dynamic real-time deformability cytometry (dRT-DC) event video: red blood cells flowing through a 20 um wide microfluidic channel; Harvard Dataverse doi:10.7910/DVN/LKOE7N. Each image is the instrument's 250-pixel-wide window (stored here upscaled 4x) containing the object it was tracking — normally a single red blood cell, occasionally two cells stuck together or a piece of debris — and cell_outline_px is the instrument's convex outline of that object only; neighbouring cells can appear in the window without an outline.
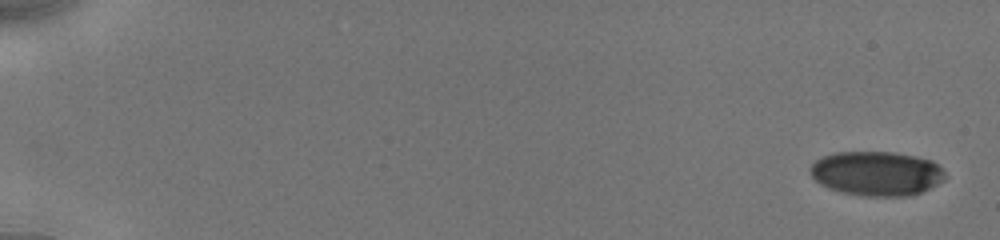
{"species": "human", "species_latin": "Homo sapiens", "temperature_condition": "cold", "stored_images_in_passage": 17, "camera_frame_rate_fps": 3000, "um_per_image_px": 0.085, "donor": {"sex": "male"}, "frame": {"image": 1, "passage_image": 1, "time_ms": 0.0, "image_size_px": [1000, 240], "cell_outline_px": [[948, 176], [944, 180], [920, 192], [908, 196], [864, 196], [840, 192], [828, 188], [820, 184], [812, 176], [808, 168], [816, 160], [824, 156], [836, 152], [892, 152], [916, 156], [932, 160]], "centroid_in_image_um": [74.5, 14.74], "position_along_channel_um": 10.5, "area_um2": 34.91}}
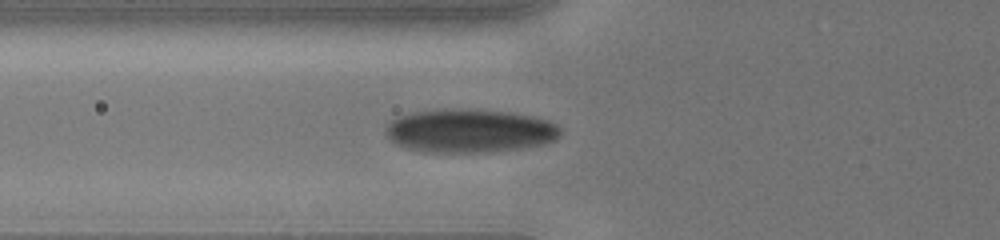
{"frame": {"image": 2, "passage_image": 15, "time_ms": 6.667, "image_size_px": [1000, 240], "cell_outline_px": [[564, 128], [560, 136], [556, 140], [540, 144], [492, 152], [420, 152], [404, 148], [396, 144], [384, 132], [384, 128], [392, 120], [400, 116], [412, 112], [456, 108], [460, 108], [512, 112], [536, 116], [548, 120]], "centroid_in_image_um": [39.93, 11.11], "position_along_channel_um": 85.9, "area_um2": 44.74}}
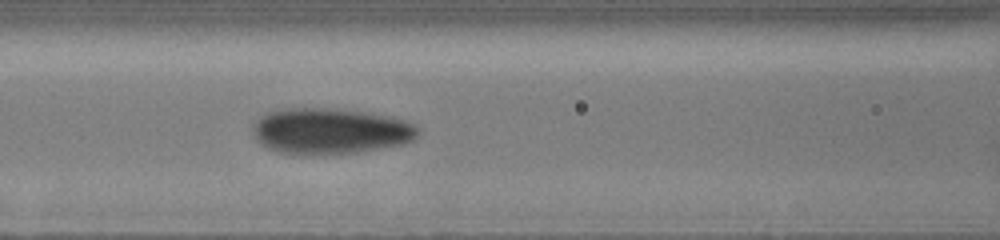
{"frame": {"image": 3, "passage_image": 17, "time_ms": 8.0, "image_size_px": [1000, 240], "cell_outline_px": [[420, 132], [412, 140], [404, 144], [356, 152], [280, 152], [268, 148], [260, 144], [256, 140], [252, 128], [252, 124], [260, 116], [268, 112], [288, 108], [344, 108], [392, 116], [416, 124], [420, 128]], "centroid_in_image_um": [28.11, 11.09], "position_along_channel_um": 138.5, "area_um2": 43.87}}